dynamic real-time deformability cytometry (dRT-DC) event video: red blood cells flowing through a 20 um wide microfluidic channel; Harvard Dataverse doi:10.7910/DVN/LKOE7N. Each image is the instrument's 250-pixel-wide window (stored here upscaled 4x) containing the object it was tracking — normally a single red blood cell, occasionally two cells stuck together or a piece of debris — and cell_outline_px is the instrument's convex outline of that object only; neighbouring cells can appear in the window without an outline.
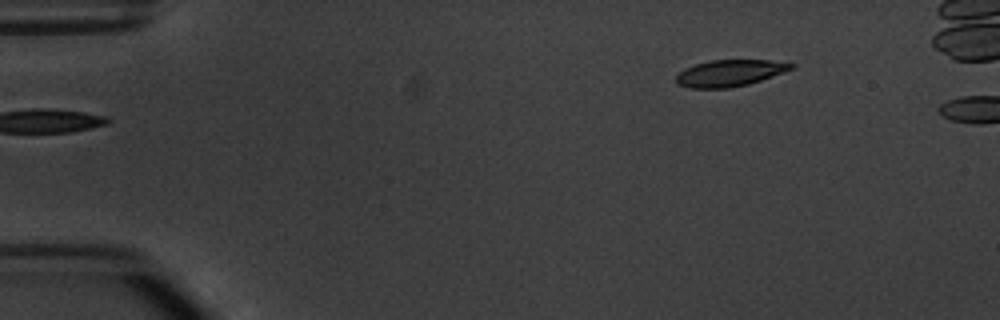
{"species": "common noctule bat (a hibernating species)", "species_latin": "Nyctalus noctula", "temperature_condition": "warm", "stored_images_in_passage": 2, "camera_frame_rate_fps": 3000, "um_per_image_px": 0.085, "animal": {"sex": "male", "body_mass_g": 20.1, "forearm_length_mm": 53.5}, "frame": {"image": 1, "passage_image": 1, "time_ms": 0.0, "image_size_px": [1000, 320], "cell_outline_px": [[796, 64], [792, 68], [784, 72], [748, 84], [728, 88], [688, 88], [676, 84], [676, 76], [684, 68], [696, 64], [712, 60], [768, 60]], "centroid_in_image_um": [61.99, 6.21], "position_along_channel_um": 23.0, "area_um2": 17.69}}